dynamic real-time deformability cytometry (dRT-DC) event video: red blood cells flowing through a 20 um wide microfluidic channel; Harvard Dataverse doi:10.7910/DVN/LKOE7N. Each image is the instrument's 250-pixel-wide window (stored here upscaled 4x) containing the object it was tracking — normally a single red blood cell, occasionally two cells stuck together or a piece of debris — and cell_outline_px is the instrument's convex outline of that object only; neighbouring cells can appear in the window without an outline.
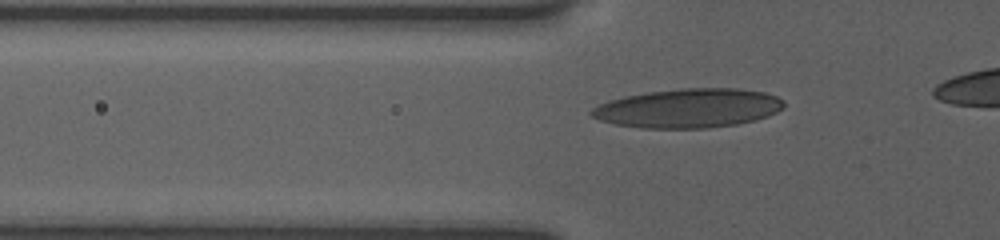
{"species": "human", "species_latin": "Homo sapiens", "temperature_condition": "room temperature", "stored_images_in_passage": 28, "camera_frame_rate_fps": 3000, "um_per_image_px": 0.085, "donor": {"sex": "female"}, "frame": {"image": 1, "passage_image": 5, "time_ms": 1.667, "image_size_px": [1000, 240], "cell_outline_px": [[784, 108], [768, 116], [736, 124], [708, 128], [644, 128], [616, 124], [600, 120], [592, 116], [588, 112], [592, 108], [608, 100], [624, 96], [648, 92], [680, 88], [736, 88], [764, 92], [776, 96], [784, 100]], "centroid_in_image_um": [58.51, 9.19], "position_along_channel_um": 67.3, "area_um2": 43.81}}
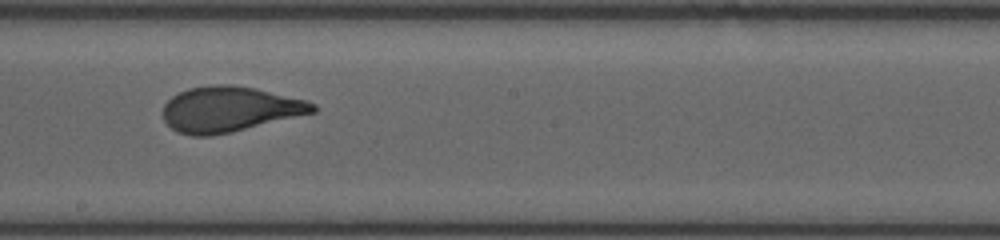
{"frame": {"image": 2, "passage_image": 14, "time_ms": 6.0, "image_size_px": [1000, 240], "cell_outline_px": [[316, 112], [232, 132], [208, 136], [192, 136], [176, 132], [164, 120], [164, 104], [172, 96], [188, 88], [212, 84], [228, 84], [256, 88], [304, 100], [316, 104]], "centroid_in_image_um": [19.49, 9.28], "position_along_channel_um": 228.7, "area_um2": 39.54}}
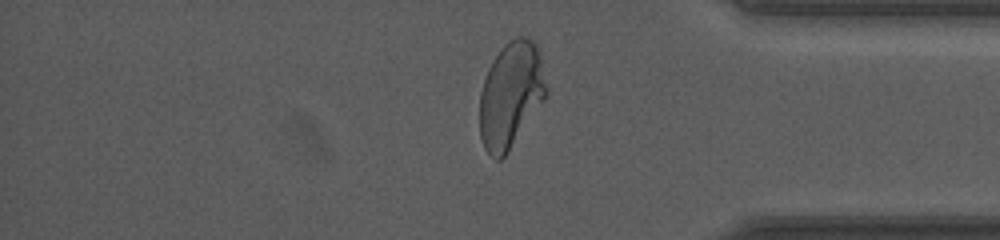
{"frame": {"image": 3, "passage_image": 26, "time_ms": 10.667, "image_size_px": [1000, 240], "cell_outline_px": [[548, 92], [544, 100], [508, 152], [500, 160], [496, 160], [484, 148], [480, 136], [480, 92], [488, 68], [492, 60], [504, 44], [508, 40], [516, 36], [528, 36], [536, 44], [540, 56]], "centroid_in_image_um": [43.41, 8.04], "position_along_channel_um": 391.8, "area_um2": 41.1}}